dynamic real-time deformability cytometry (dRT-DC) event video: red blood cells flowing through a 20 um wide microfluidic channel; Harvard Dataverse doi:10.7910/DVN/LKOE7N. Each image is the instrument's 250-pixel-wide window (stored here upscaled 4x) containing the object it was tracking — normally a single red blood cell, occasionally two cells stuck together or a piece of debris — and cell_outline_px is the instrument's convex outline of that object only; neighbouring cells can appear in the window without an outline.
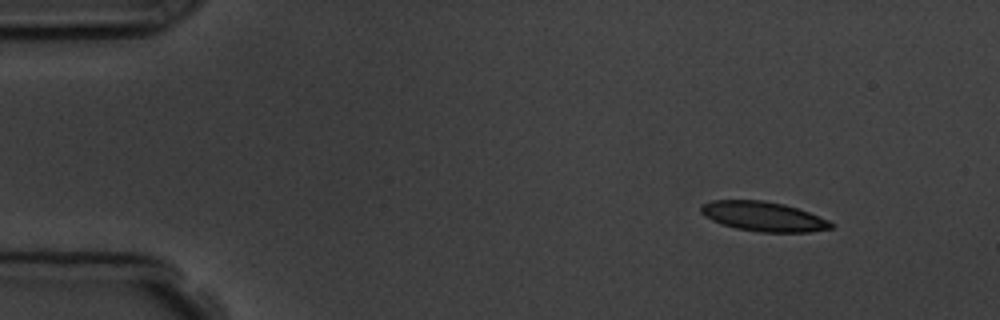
{"species": "common noctule bat (a hibernating species)", "species_latin": "Nyctalus noctula", "temperature_condition": "room temperature", "stored_images_in_passage": 4, "camera_frame_rate_fps": 3000, "um_per_image_px": 0.085, "animal": {"sex": "male", "body_mass_g": 19.5, "forearm_length_mm": 54.6}, "frame": {"image": 1, "passage_image": 1, "time_ms": 0.0, "image_size_px": [1000, 320], "cell_outline_px": [[836, 224], [832, 228], [808, 232], [760, 232], [736, 228], [720, 224], [704, 216], [700, 212], [700, 204], [712, 200], [764, 200], [784, 204], [808, 212], [828, 220]], "centroid_in_image_um": [64.85, 18.39], "position_along_channel_um": 20.1, "area_um2": 22.54}}
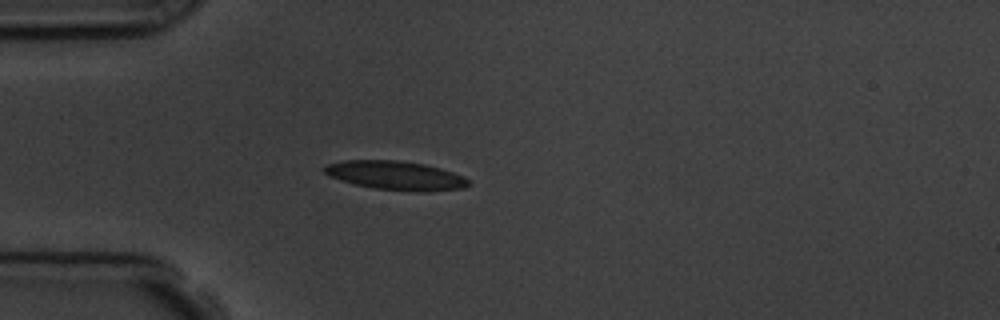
{"frame": {"image": 2, "passage_image": 3, "time_ms": 3.0, "image_size_px": [1000, 320], "cell_outline_px": [[472, 184], [464, 188], [420, 192], [372, 188], [340, 180], [328, 176], [324, 172], [324, 168], [328, 164], [344, 160], [396, 160], [424, 164], [440, 168], [464, 176]], "centroid_in_image_um": [33.65, 14.92], "position_along_channel_um": 51.4, "area_um2": 24.22}}